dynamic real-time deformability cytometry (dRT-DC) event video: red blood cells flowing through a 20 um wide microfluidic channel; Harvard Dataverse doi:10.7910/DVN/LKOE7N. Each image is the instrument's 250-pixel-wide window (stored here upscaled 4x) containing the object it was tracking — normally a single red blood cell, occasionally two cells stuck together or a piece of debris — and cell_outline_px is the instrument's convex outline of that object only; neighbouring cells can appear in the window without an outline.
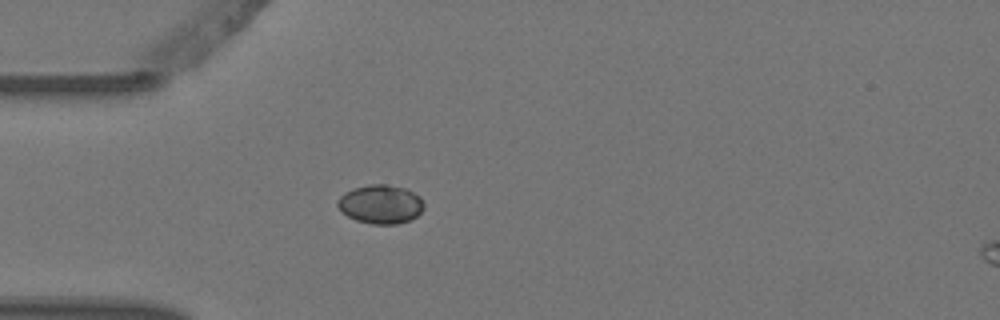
{"species": "Egyptian fruit bat (a non-hibernating species)", "species_latin": "Rousettus aegyptiacus", "temperature_condition": "warm", "stored_images_in_passage": 4, "camera_frame_rate_fps": 3000, "um_per_image_px": 0.085, "animal": {"sex": "female"}, "frame": {"image": 1, "passage_image": 4, "time_ms": 1.0, "image_size_px": [1000, 320], "cell_outline_px": [[424, 208], [416, 216], [408, 220], [396, 224], [372, 224], [356, 220], [348, 216], [336, 204], [336, 200], [344, 192], [352, 188], [368, 184], [384, 184], [404, 188], [420, 196], [424, 204]], "centroid_in_image_um": [32.33, 17.34], "position_along_channel_um": 52.7, "area_um2": 19.48}}